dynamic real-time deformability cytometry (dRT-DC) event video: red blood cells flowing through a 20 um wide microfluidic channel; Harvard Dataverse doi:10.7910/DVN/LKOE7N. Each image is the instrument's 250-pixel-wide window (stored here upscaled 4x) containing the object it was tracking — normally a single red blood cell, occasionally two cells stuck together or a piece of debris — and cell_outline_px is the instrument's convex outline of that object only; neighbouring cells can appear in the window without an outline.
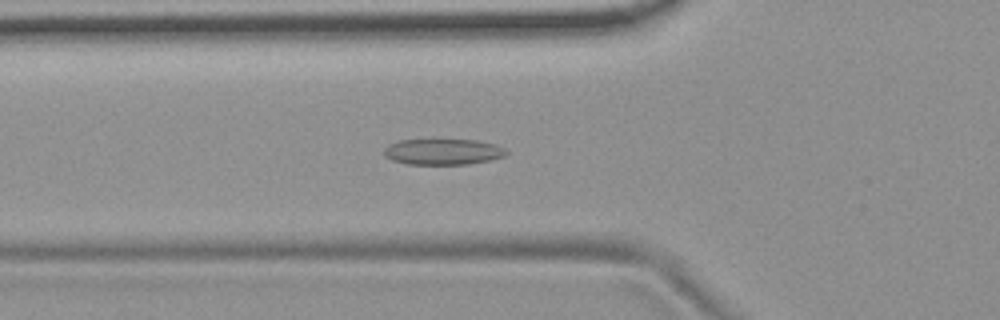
{"species": "common noctule bat (a hibernating species)", "species_latin": "Nyctalus noctula", "temperature_condition": "room temperature", "stored_images_in_passage": 54, "camera_frame_rate_fps": 3000, "um_per_image_px": 0.085, "animal": {"sex": "female", "body_mass_g": 19.9}, "frame": {"image": 1, "passage_image": 19, "time_ms": 6.0, "image_size_px": [1000, 320], "cell_outline_px": [[508, 152], [504, 156], [492, 160], [468, 164], [408, 164], [392, 160], [384, 156], [384, 148], [388, 144], [400, 140], [476, 140], [496, 144], [504, 148]], "centroid_in_image_um": [37.66, 12.9], "position_along_channel_um": 88.1, "area_um2": 18.5}}
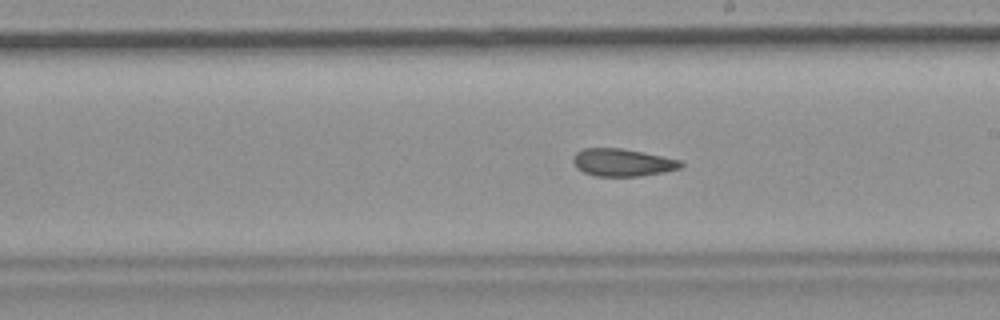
{"frame": {"image": 2, "passage_image": 31, "time_ms": 10.0, "image_size_px": [1000, 320], "cell_outline_px": [[684, 164], [680, 168], [664, 172], [640, 176], [596, 176], [584, 172], [576, 168], [572, 160], [572, 156], [576, 152], [584, 148], [620, 148], [644, 152], [680, 160]], "centroid_in_image_um": [52.89, 13.81], "position_along_channel_um": 236.1, "area_um2": 17.34}}
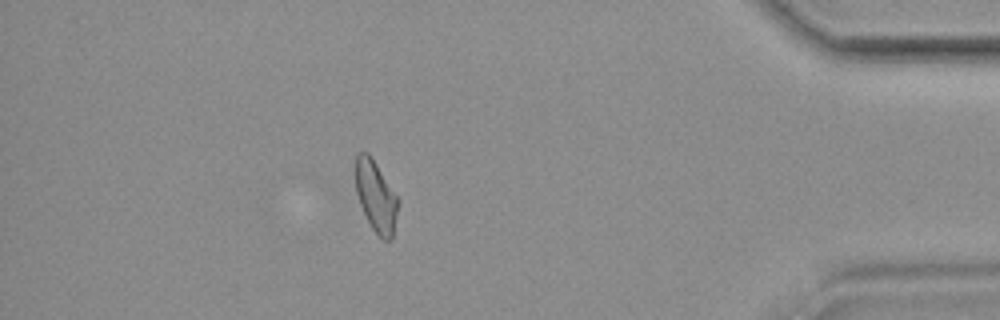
{"frame": {"image": 3, "passage_image": 48, "time_ms": 15.667, "image_size_px": [1000, 320], "cell_outline_px": [[400, 200], [392, 240], [384, 240], [372, 228], [360, 204], [356, 192], [356, 156], [360, 152], [368, 152], [372, 156]], "centroid_in_image_um": [31.98, 16.68], "position_along_channel_um": 403.2, "area_um2": 17.63}, "authors_computed_cell_mechanics": {"area_um2": 18.3804, "velocity_mm_per_s": 3.7036, "shape_relaxation_time_tau1_ms": null, "shape_relaxation_time_tau2_ms": 2.9074, "deformation_change_tau1": null, "deformation_change_tau2": 0.0988}}